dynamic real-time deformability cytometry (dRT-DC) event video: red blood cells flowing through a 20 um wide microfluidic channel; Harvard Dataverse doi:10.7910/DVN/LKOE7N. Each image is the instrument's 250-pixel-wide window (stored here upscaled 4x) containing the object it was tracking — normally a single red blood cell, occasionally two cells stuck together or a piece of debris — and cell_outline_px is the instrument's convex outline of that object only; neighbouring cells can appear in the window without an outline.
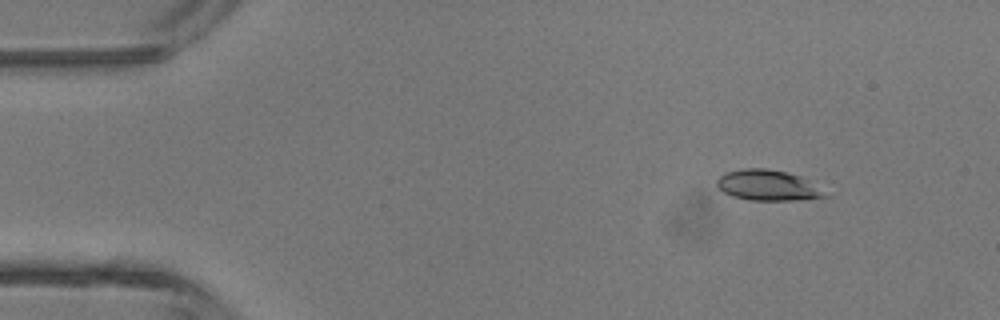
{"species": "common noctule bat (a hibernating species)", "species_latin": "Nyctalus noctula", "temperature_condition": "room temperature", "stored_images_in_passage": 46, "camera_frame_rate_fps": 3000, "um_per_image_px": 0.085, "animal": {"sex": "male", "body_mass_g": 13.3}, "frame": {"image": 1, "passage_image": 6, "time_ms": 1.667, "image_size_px": [1000, 320], "cell_outline_px": [[832, 196], [800, 200], [752, 200], [732, 196], [724, 192], [716, 184], [716, 180], [720, 176], [728, 172], [744, 168], [764, 168], [784, 172], [800, 176]], "centroid_in_image_um": [65.27, 15.76], "position_along_channel_um": 19.7, "area_um2": 19.02}}
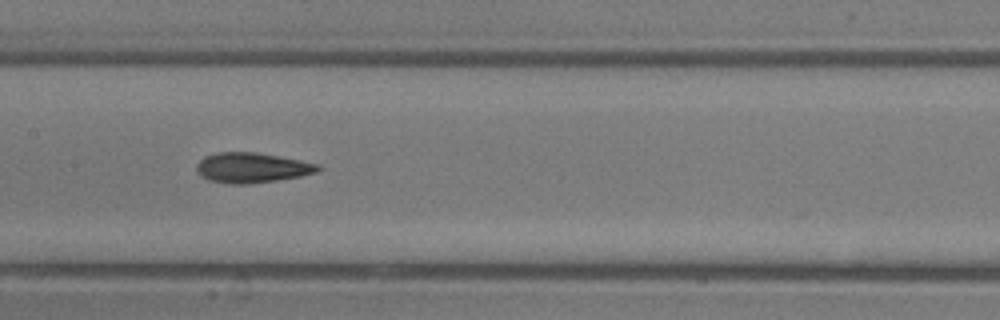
{"frame": {"image": 2, "passage_image": 23, "time_ms": 7.333, "image_size_px": [1000, 320], "cell_outline_px": [[320, 168], [316, 172], [300, 176], [252, 184], [232, 184], [208, 180], [200, 176], [196, 172], [196, 164], [204, 156], [216, 152], [256, 152], [320, 164]], "centroid_in_image_um": [21.35, 14.26], "position_along_channel_um": 186.0, "area_um2": 21.33}}
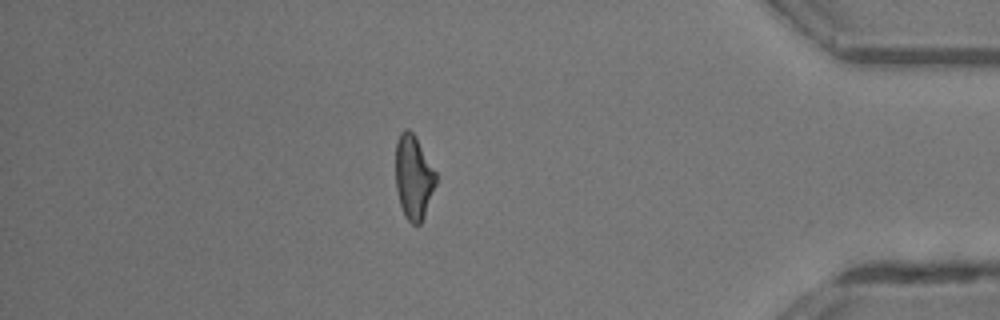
{"frame": {"image": 3, "passage_image": 40, "time_ms": 13.0, "image_size_px": [1000, 320], "cell_outline_px": [[436, 184], [424, 216], [420, 224], [412, 224], [404, 216], [400, 204], [396, 188], [396, 144], [400, 132], [404, 128], [408, 128], [416, 136], [436, 172]], "centroid_in_image_um": [35.15, 15.04], "position_along_channel_um": 400.1, "area_um2": 19.77}, "authors_computed_cell_mechanics": {"area_um2": 20.3456, "velocity_mm_per_s": 4.4977, "shape_relaxation_time_tau1_ms": 6.0062, "shape_relaxation_time_tau2_ms": 2.4483, "deformation_change_tau1": 0.1772, "deformation_change_tau2": 0.1083}}